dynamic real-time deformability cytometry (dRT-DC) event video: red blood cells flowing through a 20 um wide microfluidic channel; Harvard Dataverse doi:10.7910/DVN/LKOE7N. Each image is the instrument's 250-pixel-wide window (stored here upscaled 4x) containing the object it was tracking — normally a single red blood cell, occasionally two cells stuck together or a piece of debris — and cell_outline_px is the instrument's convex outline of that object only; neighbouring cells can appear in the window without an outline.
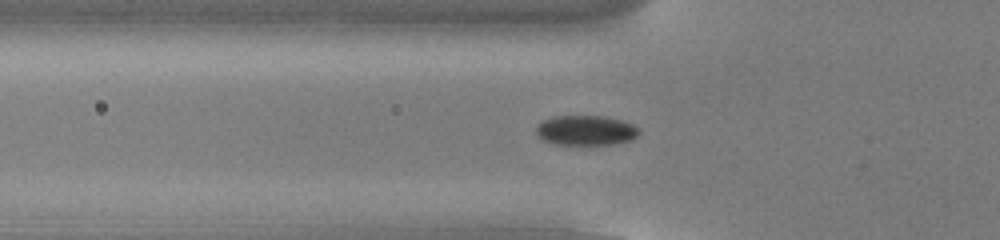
{"species": "common noctule bat (a hibernating species)", "species_latin": "Nyctalus noctula", "temperature_condition": "cold", "stored_images_in_passage": 44, "camera_frame_rate_fps": 3000, "um_per_image_px": 0.085, "animal": {"sex": "male", "body_mass_g": 13.0, "forearm_length_mm": 53.1}, "frame": {"image": 1, "passage_image": 9, "time_ms": 2.667, "image_size_px": [1000, 240], "cell_outline_px": [[640, 132], [632, 140], [616, 144], [552, 144], [544, 140], [536, 132], [536, 124], [544, 120], [556, 116], [604, 116], [620, 120], [632, 124]], "centroid_in_image_um": [49.79, 11.08], "position_along_channel_um": 76.0, "area_um2": 17.8}}
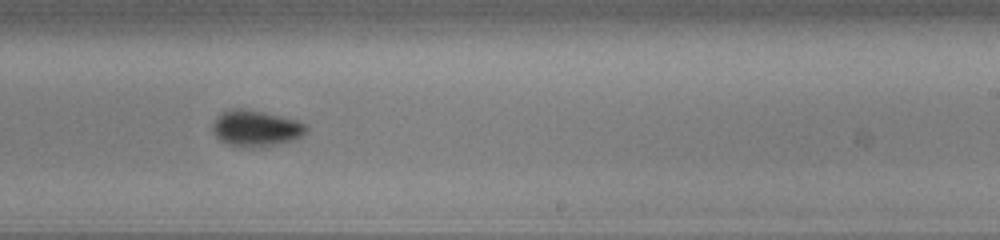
{"frame": {"image": 2, "passage_image": 24, "time_ms": 7.667, "image_size_px": [1000, 240], "cell_outline_px": [[308, 128], [300, 136], [292, 140], [264, 148], [244, 148], [228, 144], [220, 140], [212, 132], [212, 120], [216, 116], [228, 108], [236, 108], [260, 112], [296, 120], [304, 124]], "centroid_in_image_um": [21.67, 10.93], "position_along_channel_um": 267.3, "area_um2": 19.77}}
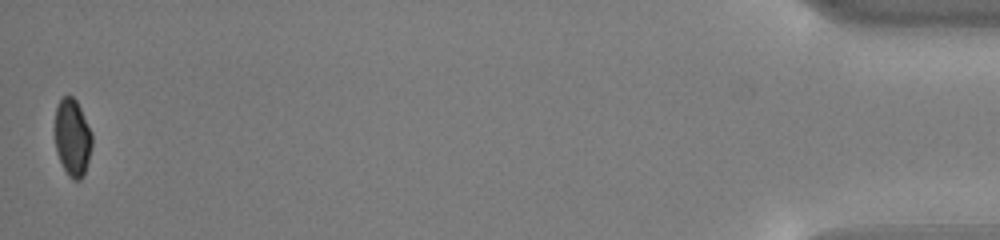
{"frame": {"image": 3, "passage_image": 44, "time_ms": 14.333, "image_size_px": [1000, 240], "cell_outline_px": [[92, 144], [84, 176], [80, 180], [72, 180], [68, 176], [56, 152], [52, 128], [56, 108], [60, 100], [64, 96], [72, 96], [76, 100], [92, 132]], "centroid_in_image_um": [6.12, 11.69], "position_along_channel_um": 429.1, "area_um2": 17.17}, "authors_computed_cell_mechanics": {"area_um2": 18.7561, "velocity_mm_per_s": 3.8253, "shape_relaxation_time_tau1_ms": 2.0827, "shape_relaxation_time_tau2_ms": null, "deformation_change_tau1": 0.0845, "deformation_change_tau2": null}}